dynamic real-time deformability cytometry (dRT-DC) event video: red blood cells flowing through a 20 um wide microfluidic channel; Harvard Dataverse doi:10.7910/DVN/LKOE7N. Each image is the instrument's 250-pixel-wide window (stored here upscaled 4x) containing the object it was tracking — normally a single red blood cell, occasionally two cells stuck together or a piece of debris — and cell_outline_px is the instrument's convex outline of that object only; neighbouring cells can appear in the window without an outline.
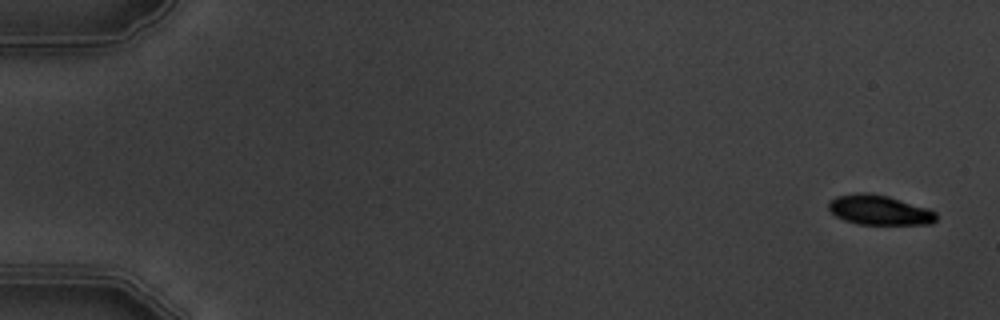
{"species": "common noctule bat (a hibernating species)", "species_latin": "Nyctalus noctula", "temperature_condition": "warm", "stored_images_in_passage": 8, "camera_frame_rate_fps": 3000, "um_per_image_px": 0.085, "animal": {"sex": "male", "body_mass_g": 19.5, "forearm_length_mm": 54.6}, "frame": {"image": 1, "passage_image": 1, "time_ms": 0.0, "image_size_px": [1000, 320], "cell_outline_px": [[936, 220], [932, 224], [860, 224], [844, 220], [836, 216], [828, 208], [828, 200], [836, 196], [856, 192], [868, 192], [888, 196], [928, 208], [936, 212]], "centroid_in_image_um": [74.72, 17.84], "position_along_channel_um": 10.3, "area_um2": 18.79}}
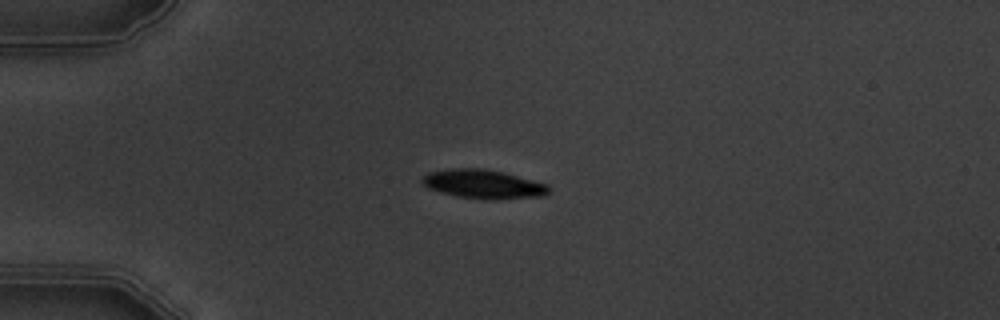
{"frame": {"image": 2, "passage_image": 5, "time_ms": 4.333, "image_size_px": [1000, 320], "cell_outline_px": [[552, 188], [544, 196], [492, 200], [456, 196], [440, 192], [428, 188], [420, 180], [428, 172], [448, 168], [480, 168], [504, 172], [548, 184]], "centroid_in_image_um": [41.1, 15.65], "position_along_channel_um": 43.9, "area_um2": 21.5}}